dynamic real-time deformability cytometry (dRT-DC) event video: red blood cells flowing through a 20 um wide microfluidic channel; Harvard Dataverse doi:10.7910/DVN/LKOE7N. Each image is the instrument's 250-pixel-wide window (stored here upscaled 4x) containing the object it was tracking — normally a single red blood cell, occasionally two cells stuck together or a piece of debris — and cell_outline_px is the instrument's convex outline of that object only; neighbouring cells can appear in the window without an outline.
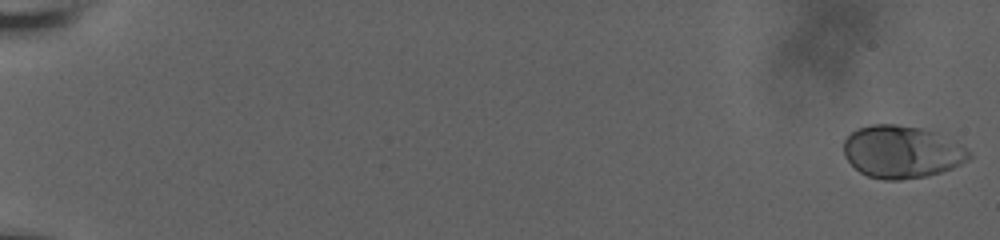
{"species": "human", "species_latin": "Homo sapiens", "temperature_condition": "room temperature", "stored_images_in_passage": 60, "camera_frame_rate_fps": 3000, "um_per_image_px": 0.085, "donor": {"sex": "male"}, "frame": {"image": 1, "passage_image": 1, "time_ms": 0.0, "image_size_px": [1000, 240], "cell_outline_px": [[972, 156], [968, 160], [952, 168], [940, 172], [924, 176], [900, 180], [888, 180], [868, 176], [860, 172], [844, 156], [844, 140], [856, 128], [872, 124], [896, 124], [920, 128], [936, 132], [960, 144]], "centroid_in_image_um": [76.63, 12.9], "position_along_channel_um": 8.4, "area_um2": 38.09}}
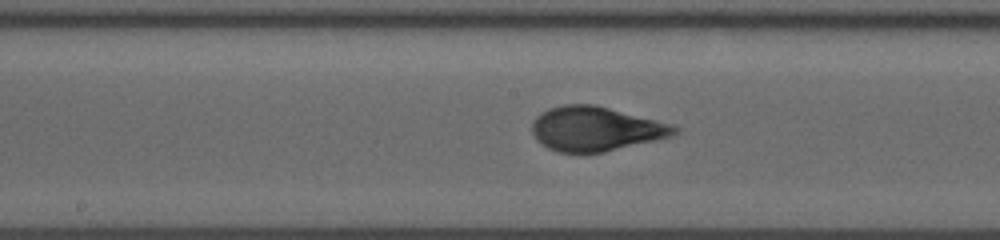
{"frame": {"image": 2, "passage_image": 34, "time_ms": 11.0, "image_size_px": [1000, 240], "cell_outline_px": [[680, 128], [672, 136], [656, 140], [604, 152], [584, 156], [556, 152], [540, 144], [536, 140], [532, 132], [532, 120], [540, 112], [548, 108], [564, 104], [596, 104], [672, 124]], "centroid_in_image_um": [50.58, 10.98], "position_along_channel_um": 197.6, "area_um2": 37.74}}
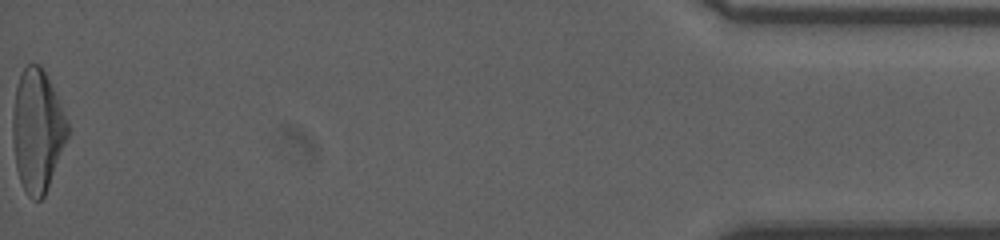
{"frame": {"image": 3, "passage_image": 60, "time_ms": 19.667, "image_size_px": [1000, 240], "cell_outline_px": [[68, 136], [44, 196], [40, 200], [32, 200], [28, 196], [20, 180], [16, 168], [12, 140], [12, 116], [16, 88], [20, 76], [24, 68], [28, 64], [40, 64], [56, 96], [68, 124]], "centroid_in_image_um": [3.14, 11.13], "position_along_channel_um": 432.1, "area_um2": 38.49}, "authors_computed_cell_mechanics": {"area_um2": 37.2521, "velocity_mm_per_s": 3.7131, "shape_relaxation_time_tau1_ms": 5.4398, "shape_relaxation_time_tau2_ms": null, "deformation_change_tau1": 0.2223, "deformation_change_tau2": null}}